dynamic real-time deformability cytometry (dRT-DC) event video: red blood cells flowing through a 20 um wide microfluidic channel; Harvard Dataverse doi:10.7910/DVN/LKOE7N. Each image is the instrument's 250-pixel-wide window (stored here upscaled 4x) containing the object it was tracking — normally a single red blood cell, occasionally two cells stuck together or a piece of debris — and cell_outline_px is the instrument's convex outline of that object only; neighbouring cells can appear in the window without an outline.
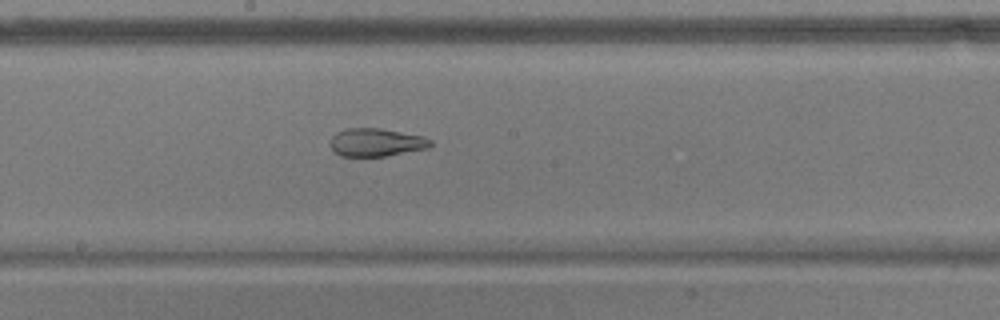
{"species": "common noctule bat (a hibernating species)", "species_latin": "Nyctalus noctula", "temperature_condition": "warm", "stored_images_in_passage": 54, "camera_frame_rate_fps": 3000, "um_per_image_px": 0.085, "animal": {"sex": "male", "body_mass_g": 17.9}, "frame": {"image": 1, "passage_image": 29, "time_ms": 9.333, "image_size_px": [1000, 320], "cell_outline_px": [[432, 148], [384, 156], [340, 156], [328, 144], [332, 136], [336, 132], [344, 128], [380, 128], [424, 136], [432, 140]], "centroid_in_image_um": [31.99, 12.09], "position_along_channel_um": 216.2, "area_um2": 16.65}}
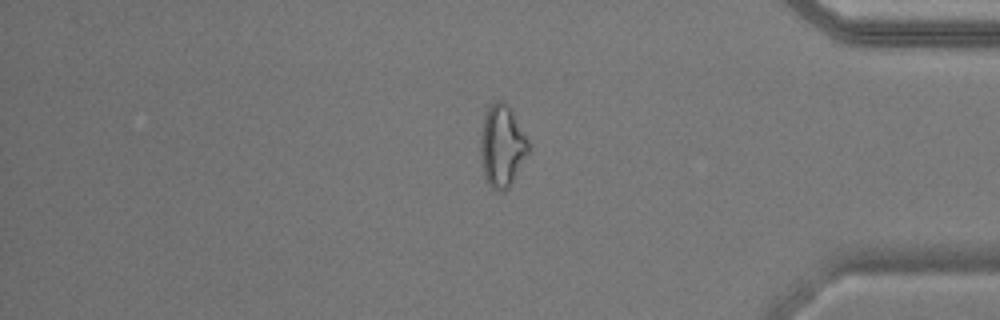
{"frame": {"image": 2, "passage_image": 45, "time_ms": 14.667, "image_size_px": [1000, 320], "cell_outline_px": [[528, 152], [508, 188], [492, 188], [488, 184], [484, 176], [480, 152], [480, 144], [484, 116], [488, 108], [496, 100], [504, 100], [508, 104], [528, 140]], "centroid_in_image_um": [42.65, 12.35], "position_along_channel_um": 392.5, "area_um2": 22.25}}
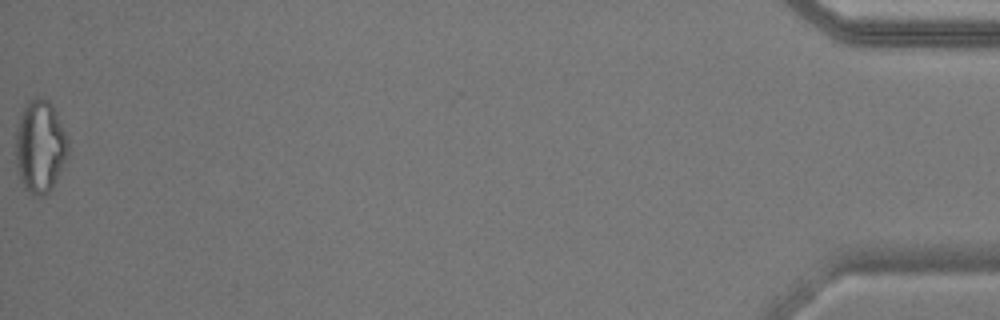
{"frame": {"image": 3, "passage_image": 54, "time_ms": 17.667, "image_size_px": [1000, 320], "cell_outline_px": [[68, 156], [52, 188], [44, 196], [36, 196], [28, 192], [24, 188], [16, 164], [16, 132], [20, 116], [24, 108], [36, 96], [48, 100], [52, 104], [56, 112], [68, 140]], "centroid_in_image_um": [3.42, 12.48], "position_along_channel_um": 431.8, "area_um2": 28.03}, "authors_computed_cell_mechanics": {"area_um2": 22.4264, "velocity_mm_per_s": 3.7613, "shape_relaxation_time_tau1_ms": null, "shape_relaxation_time_tau2_ms": 1.8304, "deformation_change_tau1": null, "deformation_change_tau2": 0.1058}}